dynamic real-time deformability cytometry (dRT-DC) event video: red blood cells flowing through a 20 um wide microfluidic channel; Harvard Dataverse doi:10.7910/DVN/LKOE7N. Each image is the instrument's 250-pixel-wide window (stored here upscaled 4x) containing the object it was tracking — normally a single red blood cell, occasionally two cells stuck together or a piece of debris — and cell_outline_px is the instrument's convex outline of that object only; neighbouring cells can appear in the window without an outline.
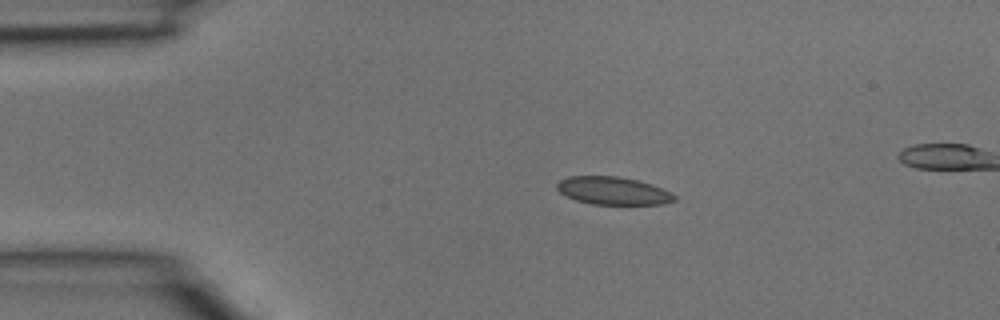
{"species": "common noctule bat (a hibernating species)", "species_latin": "Nyctalus noctula", "temperature_condition": "room temperature", "stored_images_in_passage": 31, "camera_frame_rate_fps": 3000, "um_per_image_px": 0.085, "animal": {"sex": "male", "body_mass_g": 15.6}, "frame": {"image": 1, "passage_image": 1, "time_ms": 0.0, "image_size_px": [1000, 320], "cell_outline_px": [[676, 200], [664, 204], [592, 204], [576, 200], [560, 192], [556, 188], [556, 184], [560, 180], [568, 176], [616, 176], [636, 180], [652, 184], [672, 192], [676, 196]], "centroid_in_image_um": [52.13, 16.21], "position_along_channel_um": 32.9, "area_um2": 19.02}}
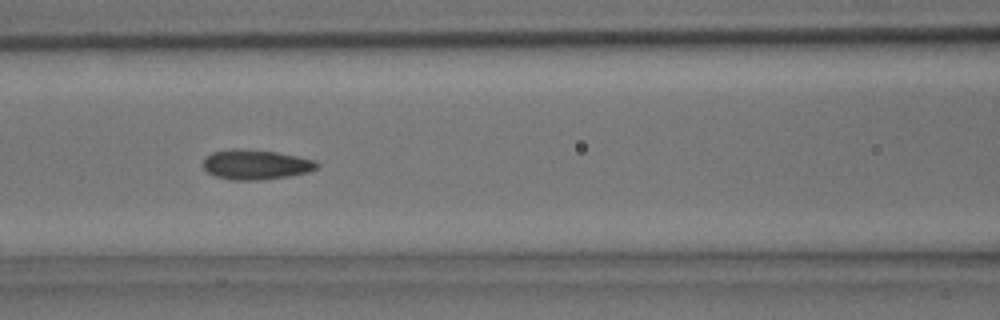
{"frame": {"image": 2, "passage_image": 10, "time_ms": 3.0, "image_size_px": [1000, 320], "cell_outline_px": [[320, 164], [316, 168], [308, 172], [288, 176], [260, 180], [232, 180], [216, 176], [208, 172], [204, 168], [204, 156], [212, 152], [232, 148], [236, 148], [276, 152], [316, 160]], "centroid_in_image_um": [21.73, 13.98], "position_along_channel_um": 144.9, "area_um2": 19.77}}
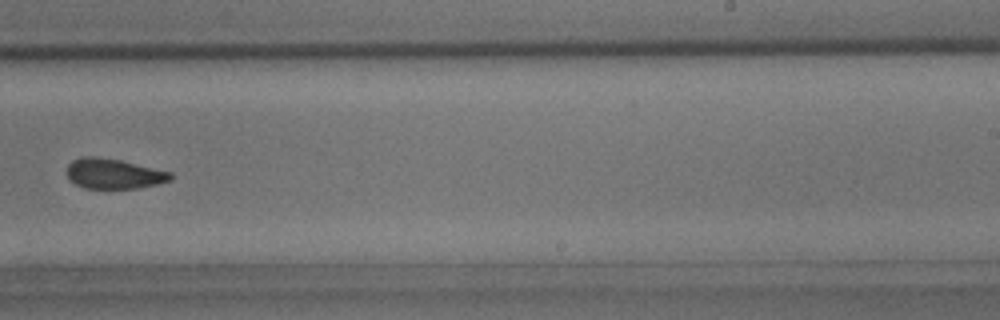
{"frame": {"image": 3, "passage_image": 18, "time_ms": 5.667, "image_size_px": [1000, 320], "cell_outline_px": [[172, 180], [156, 184], [136, 188], [84, 188], [68, 180], [68, 164], [72, 160], [80, 156], [92, 156], [120, 160], [172, 172]], "centroid_in_image_um": [9.65, 14.76], "position_along_channel_um": 279.4, "area_um2": 18.15}}